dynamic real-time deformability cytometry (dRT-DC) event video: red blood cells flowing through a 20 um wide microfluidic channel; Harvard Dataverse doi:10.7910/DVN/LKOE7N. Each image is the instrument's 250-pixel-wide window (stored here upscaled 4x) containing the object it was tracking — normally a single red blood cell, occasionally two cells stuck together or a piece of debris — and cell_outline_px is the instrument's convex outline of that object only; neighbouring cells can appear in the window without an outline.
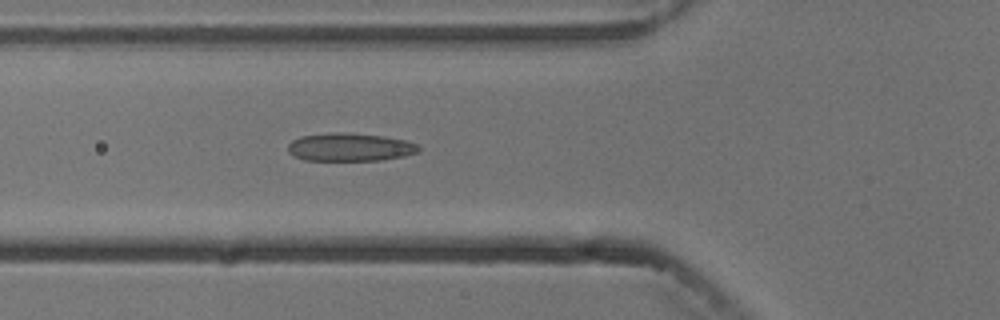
{"species": "common noctule bat (a hibernating species)", "species_latin": "Nyctalus noctula", "temperature_condition": "cold", "stored_images_in_passage": 6, "camera_frame_rate_fps": 3000, "um_per_image_px": 0.085, "animal": {"sex": "male", "body_mass_g": 13.3}, "frame": {"image": 1, "passage_image": 6, "time_ms": 5.667, "image_size_px": [1000, 320], "cell_outline_px": [[420, 152], [404, 156], [384, 160], [304, 160], [288, 152], [288, 144], [292, 140], [300, 136], [332, 132], [348, 132], [384, 136], [404, 140], [416, 144], [420, 148]], "centroid_in_image_um": [29.75, 12.5], "position_along_channel_um": 96.1, "area_um2": 21.5}}